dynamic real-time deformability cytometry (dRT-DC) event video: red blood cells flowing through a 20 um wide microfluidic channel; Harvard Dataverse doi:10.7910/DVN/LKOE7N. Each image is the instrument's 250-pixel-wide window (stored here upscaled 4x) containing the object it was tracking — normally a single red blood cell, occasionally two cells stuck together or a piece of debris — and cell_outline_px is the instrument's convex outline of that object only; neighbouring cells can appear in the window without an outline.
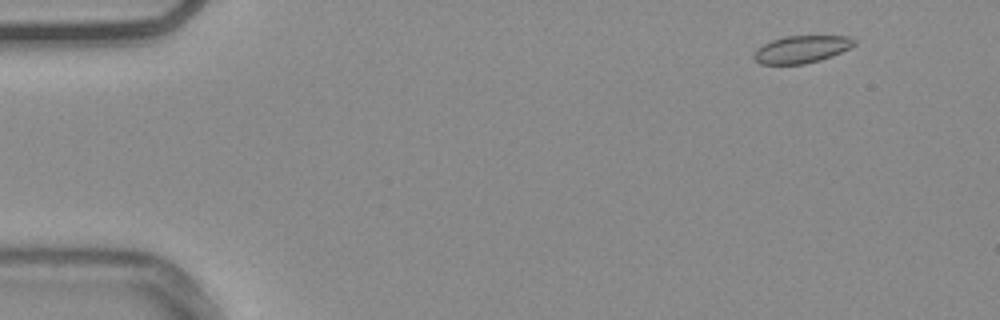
{"species": "common noctule bat (a hibernating species)", "species_latin": "Nyctalus noctula", "temperature_condition": "warm", "stored_images_in_passage": 53, "camera_frame_rate_fps": 3000, "um_per_image_px": 0.085, "animal": {"sex": "male", "body_mass_g": 20.4}, "frame": {"image": 1, "passage_image": 4, "time_ms": 1.0, "image_size_px": [1000, 320], "cell_outline_px": [[856, 44], [832, 56], [820, 60], [804, 64], [760, 64], [752, 56], [756, 48], [772, 40], [784, 36], [852, 36], [856, 40]], "centroid_in_image_um": [68.12, 4.18], "position_along_channel_um": 16.9, "area_um2": 16.01}}
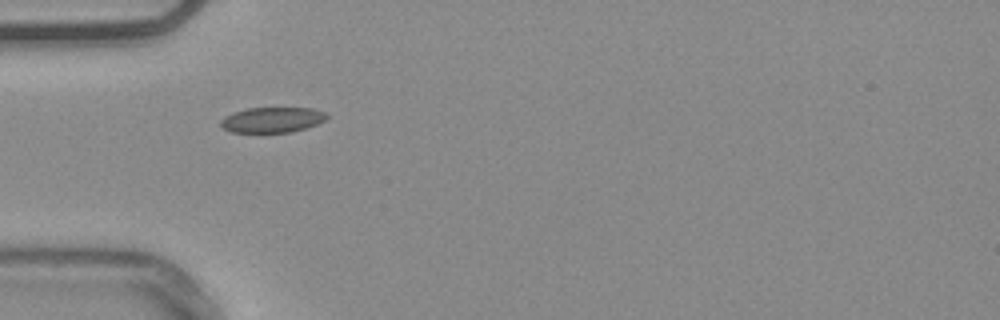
{"frame": {"image": 2, "passage_image": 16, "time_ms": 5.0, "image_size_px": [1000, 320], "cell_outline_px": [[328, 116], [324, 120], [316, 124], [292, 132], [260, 136], [232, 132], [224, 128], [220, 124], [220, 120], [224, 116], [232, 112], [248, 108], [312, 108], [324, 112]], "centroid_in_image_um": [23.06, 10.24], "position_along_channel_um": 61.9, "area_um2": 16.42}}
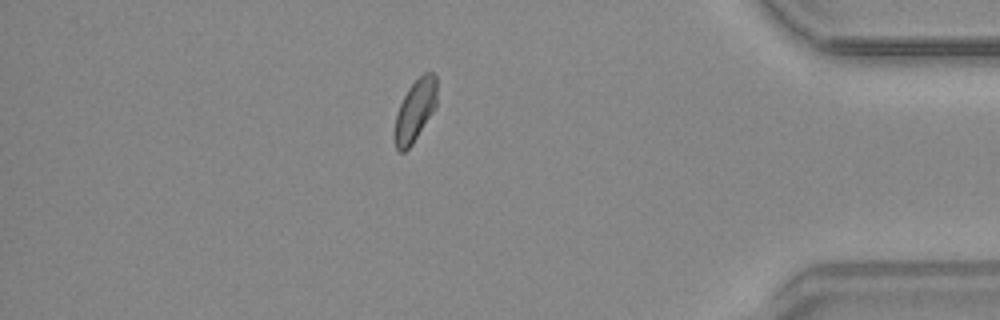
{"frame": {"image": 3, "passage_image": 46, "time_ms": 15.0, "image_size_px": [1000, 320], "cell_outline_px": [[436, 108], [412, 144], [404, 152], [400, 152], [396, 148], [396, 116], [400, 104], [408, 88], [424, 72], [432, 72], [436, 76]], "centroid_in_image_um": [35.32, 9.36], "position_along_channel_um": 399.9, "area_um2": 14.85}, "authors_computed_cell_mechanics": {"area_um2": 16.0106, "velocity_mm_per_s": 3.7448, "shape_relaxation_time_tau1_ms": 6.2365, "shape_relaxation_time_tau2_ms": 5.9146, "deformation_change_tau1": 0.1038, "deformation_change_tau2": 0.075}}